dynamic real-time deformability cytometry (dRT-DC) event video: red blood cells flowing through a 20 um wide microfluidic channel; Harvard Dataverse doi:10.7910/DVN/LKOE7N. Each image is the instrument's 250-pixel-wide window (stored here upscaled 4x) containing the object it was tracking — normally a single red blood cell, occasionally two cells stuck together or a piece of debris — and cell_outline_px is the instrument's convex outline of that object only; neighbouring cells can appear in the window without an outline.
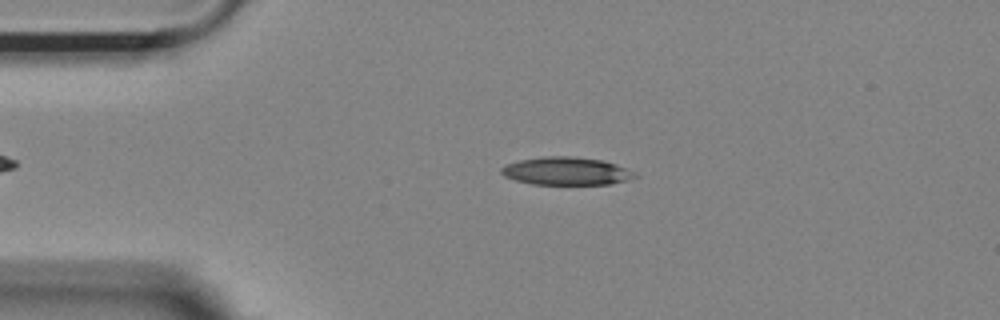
{"species": "Egyptian fruit bat (a non-hibernating species)", "species_latin": "Rousettus aegyptiacus", "temperature_condition": "room temperature", "stored_images_in_passage": 46, "camera_frame_rate_fps": 3000, "um_per_image_px": 0.085, "animal": {"sex": "female"}, "frame": {"image": 1, "passage_image": 4, "time_ms": 1.0, "image_size_px": [1000, 320], "cell_outline_px": [[640, 176], [628, 180], [608, 184], [532, 184], [516, 180], [504, 176], [500, 172], [500, 168], [508, 164], [520, 160], [544, 156], [576, 156], [604, 160], [628, 168], [636, 172]], "centroid_in_image_um": [48.19, 14.53], "position_along_channel_um": 36.8, "area_um2": 21.91}}
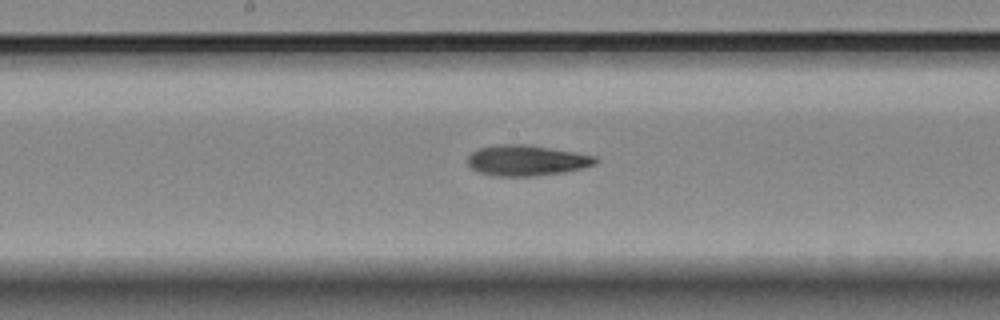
{"frame": {"image": 2, "passage_image": 20, "time_ms": 6.333, "image_size_px": [1000, 320], "cell_outline_px": [[600, 160], [596, 164], [564, 172], [532, 176], [492, 176], [480, 172], [472, 168], [468, 164], [468, 156], [472, 152], [480, 148], [496, 144], [528, 144], [576, 152], [596, 156]], "centroid_in_image_um": [44.78, 13.63], "position_along_channel_um": 203.4, "area_um2": 22.89}}
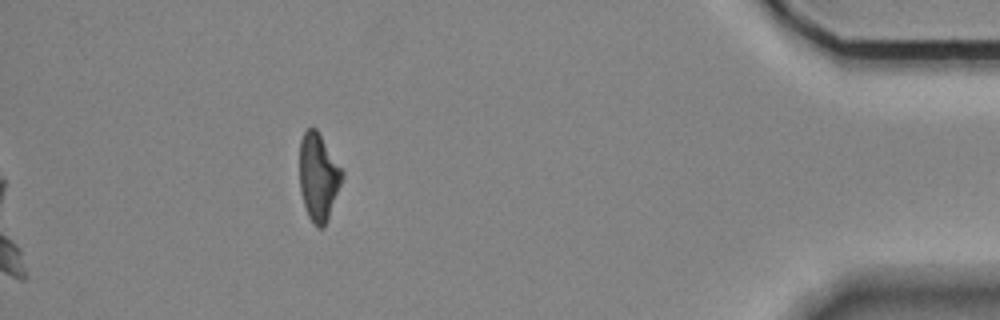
{"frame": {"image": 3, "passage_image": 41, "time_ms": 13.333, "image_size_px": [1000, 320], "cell_outline_px": [[344, 176], [328, 220], [324, 228], [316, 228], [308, 216], [300, 192], [300, 140], [304, 132], [308, 128], [316, 128], [344, 172]], "centroid_in_image_um": [27.07, 15.07], "position_along_channel_um": 408.1, "area_um2": 21.73}, "authors_computed_cell_mechanics": {"area_um2": 22.0507, "velocity_mm_per_s": 3.6879, "shape_relaxation_time_tau1_ms": 10.1745, "shape_relaxation_time_tau2_ms": 4.4501, "deformation_change_tau1": 0.2825, "deformation_change_tau2": 0.146}}